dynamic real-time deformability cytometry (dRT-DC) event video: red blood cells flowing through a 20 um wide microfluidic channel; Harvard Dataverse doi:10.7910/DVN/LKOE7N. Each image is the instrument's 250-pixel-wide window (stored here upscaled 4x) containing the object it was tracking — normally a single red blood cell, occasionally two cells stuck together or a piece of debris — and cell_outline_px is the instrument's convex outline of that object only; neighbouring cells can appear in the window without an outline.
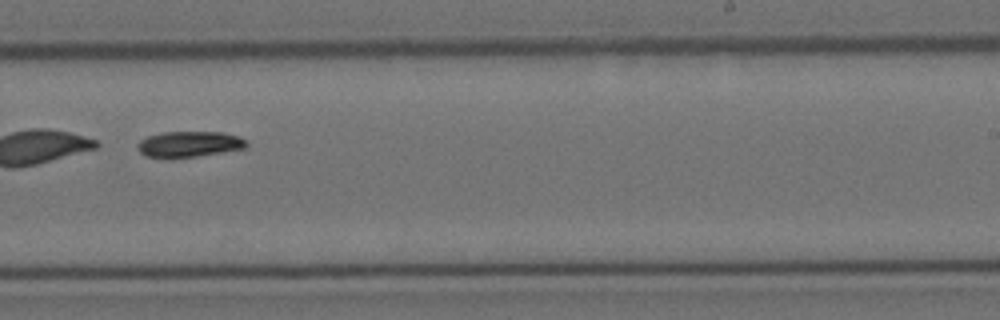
{"species": "Egyptian fruit bat (a non-hibernating species)", "species_latin": "Rousettus aegyptiacus", "temperature_condition": "cold", "stored_images_in_passage": 57, "segment_of_instrument_passage": [2, 2], "camera_frame_rate_fps": 3000, "um_per_image_px": 0.085, "animal": {"sex": "female"}, "frame": {"image": 1, "passage_image": 36, "time_ms": 11.667, "image_size_px": [1000, 320], "cell_outline_px": [[248, 144], [244, 148], [196, 156], [144, 156], [136, 148], [136, 144], [140, 140], [148, 136], [164, 132], [220, 132], [240, 136], [248, 140]], "centroid_in_image_um": [16.1, 12.22], "position_along_channel_um": 272.9, "area_um2": 16.01}}